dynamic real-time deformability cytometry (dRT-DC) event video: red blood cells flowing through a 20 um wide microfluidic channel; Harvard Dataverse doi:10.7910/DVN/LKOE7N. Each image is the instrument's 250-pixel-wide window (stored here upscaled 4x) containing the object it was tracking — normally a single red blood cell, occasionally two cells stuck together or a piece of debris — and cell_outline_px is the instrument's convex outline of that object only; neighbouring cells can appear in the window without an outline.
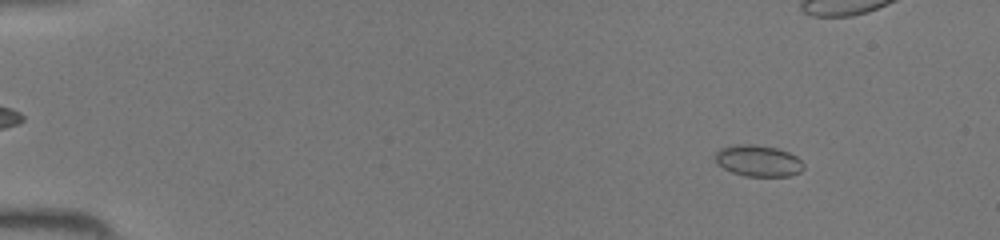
{"species": "common noctule bat (a hibernating species)", "species_latin": "Nyctalus noctula", "temperature_condition": "room temperature", "stored_images_in_passage": 47, "camera_frame_rate_fps": 3000, "um_per_image_px": 0.085, "animal": {"sex": "female", "body_mass_g": 19.5, "forearm_length_mm": 54.1}, "frame": {"image": 1, "passage_image": 6, "time_ms": 1.667, "image_size_px": [1000, 240], "cell_outline_px": [[804, 168], [800, 172], [788, 176], [744, 176], [732, 172], [716, 164], [716, 152], [720, 148], [732, 144], [756, 144], [776, 148], [788, 152], [796, 156], [804, 164]], "centroid_in_image_um": [64.43, 13.66], "position_along_channel_um": 20.6, "area_um2": 16.24}}
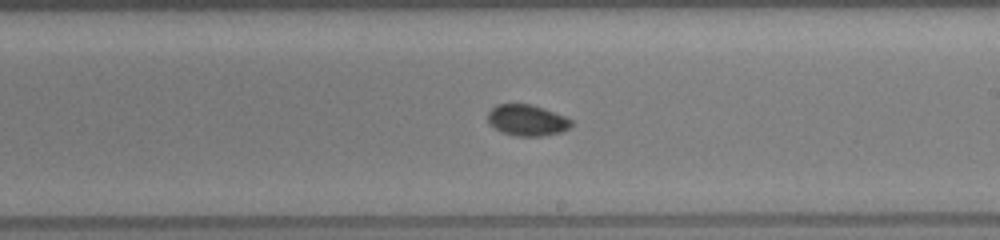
{"frame": {"image": 2, "passage_image": 28, "time_ms": 9.0, "image_size_px": [1000, 240], "cell_outline_px": [[572, 124], [568, 128], [560, 132], [540, 136], [516, 136], [500, 132], [488, 124], [488, 112], [496, 104], [532, 104], [544, 108], [564, 116], [572, 120]], "centroid_in_image_um": [44.76, 10.22], "position_along_channel_um": 244.2, "area_um2": 15.2}}
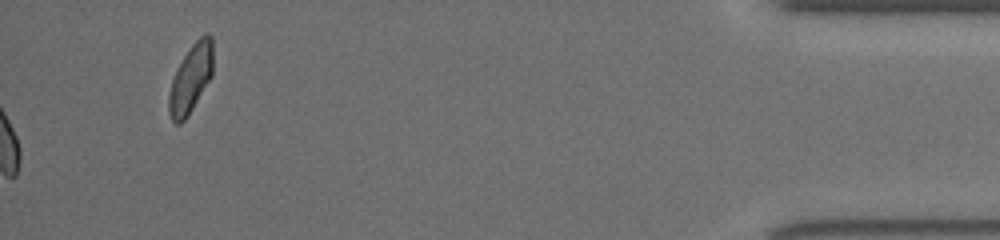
{"frame": {"image": 3, "passage_image": 47, "time_ms": 15.333, "image_size_px": [1000, 240], "cell_outline_px": [[212, 76], [188, 116], [180, 124], [176, 124], [172, 120], [168, 112], [168, 96], [172, 80], [176, 68], [192, 44], [204, 32], [208, 32], [212, 36]], "centroid_in_image_um": [16.21, 6.67], "position_along_channel_um": 419.0, "area_um2": 17.69}}